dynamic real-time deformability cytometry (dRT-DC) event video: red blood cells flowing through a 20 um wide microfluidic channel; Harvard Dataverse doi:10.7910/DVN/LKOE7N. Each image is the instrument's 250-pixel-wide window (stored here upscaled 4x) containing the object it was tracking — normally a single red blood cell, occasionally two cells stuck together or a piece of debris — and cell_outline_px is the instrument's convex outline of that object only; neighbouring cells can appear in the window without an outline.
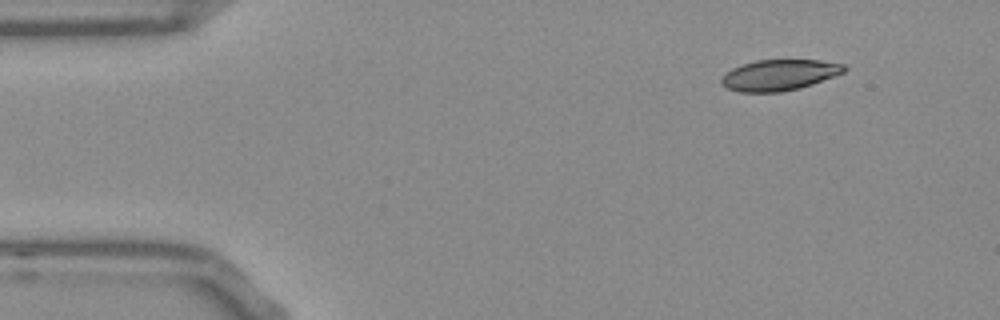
{"species": "Egyptian fruit bat (a non-hibernating species)", "species_latin": "Rousettus aegyptiacus", "temperature_condition": "room temperature", "stored_images_in_passage": 48, "camera_frame_rate_fps": 3000, "um_per_image_px": 0.085, "frame": {"image": 1, "passage_image": 1, "time_ms": 0.0, "image_size_px": [1000, 320], "cell_outline_px": [[848, 68], [844, 72], [812, 84], [800, 88], [780, 92], [740, 92], [728, 88], [720, 84], [720, 80], [732, 68], [756, 60], [820, 60], [844, 64]], "centroid_in_image_um": [66.25, 6.38], "position_along_channel_um": 18.7, "area_um2": 21.96}}
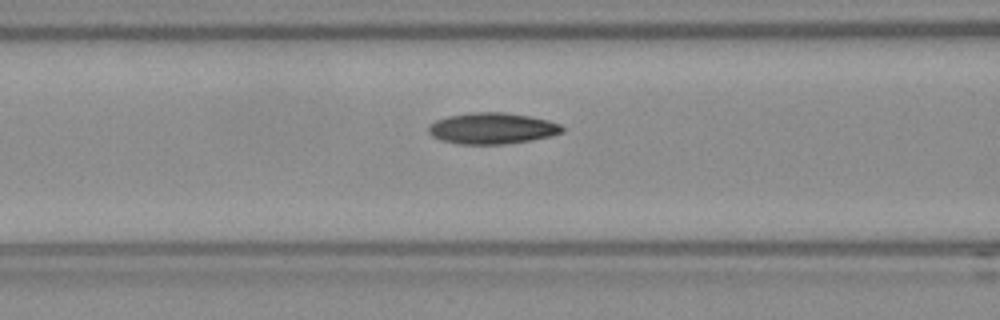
{"frame": {"image": 2, "passage_image": 16, "time_ms": 5.0, "image_size_px": [1000, 320], "cell_outline_px": [[564, 132], [532, 140], [504, 144], [460, 144], [440, 140], [432, 136], [428, 132], [428, 124], [436, 120], [448, 116], [472, 112], [504, 112], [532, 116], [548, 120], [560, 124], [564, 128]], "centroid_in_image_um": [41.82, 10.9], "position_along_channel_um": 124.8, "area_um2": 24.45}}
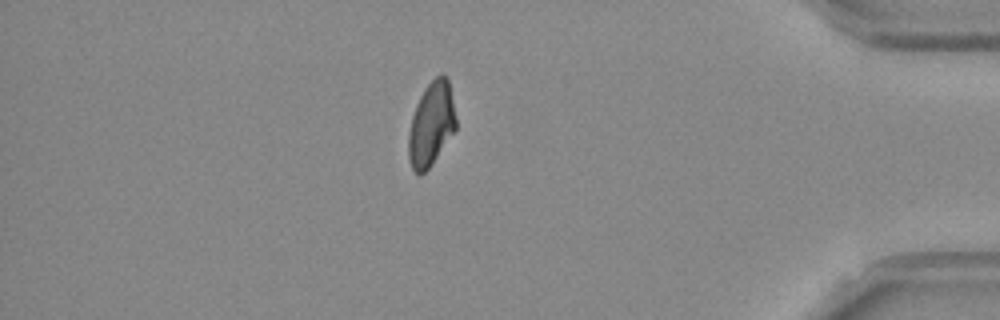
{"frame": {"image": 3, "passage_image": 41, "time_ms": 13.333, "image_size_px": [1000, 320], "cell_outline_px": [[456, 128], [428, 168], [420, 176], [412, 168], [408, 156], [408, 132], [412, 116], [416, 104], [424, 88], [440, 72], [444, 72], [448, 76], [456, 120]], "centroid_in_image_um": [36.64, 10.49], "position_along_channel_um": 398.6, "area_um2": 23.06}, "authors_computed_cell_mechanics": {"area_um2": 23.4668, "velocity_mm_per_s": 3.7767, "shape_relaxation_time_tau1_ms": 11.0493, "shape_relaxation_time_tau2_ms": 4.0249, "deformation_change_tau1": 0.2406, "deformation_change_tau2": 0.0958}}